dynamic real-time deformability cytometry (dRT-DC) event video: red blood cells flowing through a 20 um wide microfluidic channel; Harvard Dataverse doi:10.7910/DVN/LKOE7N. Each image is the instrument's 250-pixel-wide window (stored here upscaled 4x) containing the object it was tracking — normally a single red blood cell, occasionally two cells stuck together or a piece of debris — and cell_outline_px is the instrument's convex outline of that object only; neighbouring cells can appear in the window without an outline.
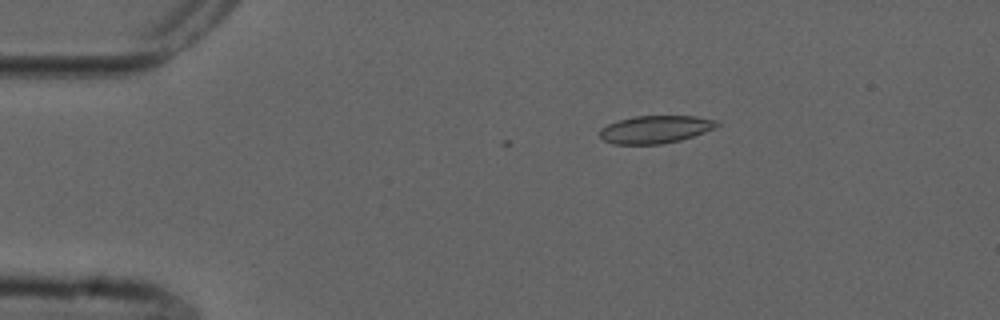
{"species": "common noctule bat (a hibernating species)", "species_latin": "Nyctalus noctula", "temperature_condition": "cold", "stored_images_in_passage": 8, "camera_frame_rate_fps": 3000, "um_per_image_px": 0.085, "animal": {"sex": "male", "forearm_length_mm": 52.5}, "frame": {"image": 1, "passage_image": 1, "time_ms": 0.0, "image_size_px": [1000, 320], "cell_outline_px": [[720, 124], [716, 128], [680, 140], [660, 144], [612, 144], [604, 140], [600, 136], [600, 128], [608, 124], [620, 120], [636, 116], [696, 116], [716, 120]], "centroid_in_image_um": [55.71, 11.0], "position_along_channel_um": 29.3, "area_um2": 18.79}}
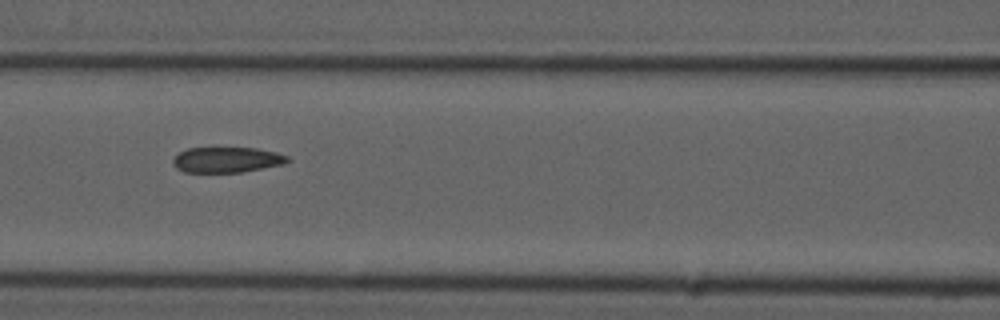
{"frame": {"image": 2, "passage_image": 5, "time_ms": 4.667, "image_size_px": [1000, 320], "cell_outline_px": [[292, 160], [284, 164], [240, 172], [184, 172], [176, 168], [172, 164], [172, 160], [180, 152], [188, 148], [216, 144], [256, 148], [276, 152], [288, 156]], "centroid_in_image_um": [19.26, 13.52], "position_along_channel_um": 147.3, "area_um2": 17.98}}
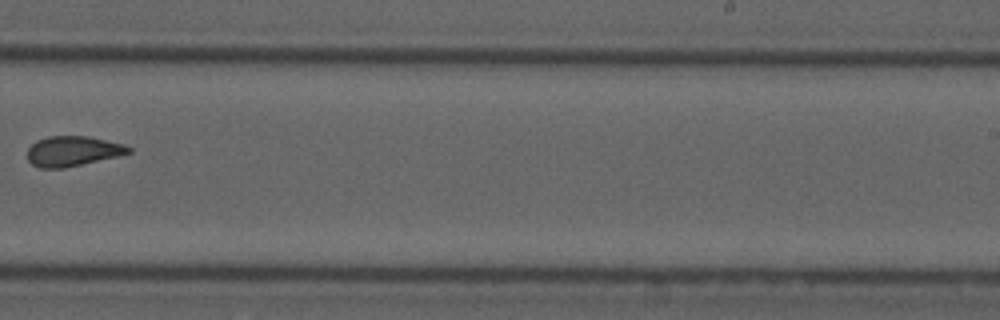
{"frame": {"image": 3, "passage_image": 8, "time_ms": 8.333, "image_size_px": [1000, 320], "cell_outline_px": [[132, 152], [116, 156], [64, 168], [40, 168], [32, 164], [28, 160], [28, 148], [36, 140], [48, 136], [88, 136], [124, 144], [132, 148]], "centroid_in_image_um": [6.16, 12.84], "position_along_channel_um": 282.8, "area_um2": 17.63}}